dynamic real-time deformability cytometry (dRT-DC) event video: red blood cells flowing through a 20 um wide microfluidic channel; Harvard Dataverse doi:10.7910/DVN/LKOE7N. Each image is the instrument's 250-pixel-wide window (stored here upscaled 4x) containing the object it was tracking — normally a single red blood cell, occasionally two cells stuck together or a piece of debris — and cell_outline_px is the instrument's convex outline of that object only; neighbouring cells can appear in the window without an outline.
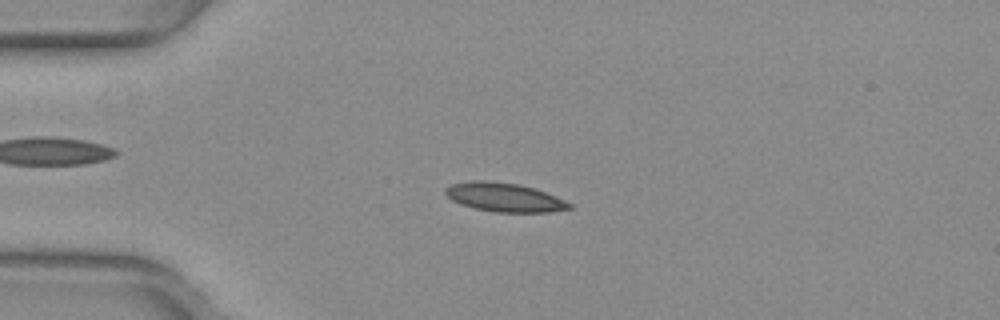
{"species": "common noctule bat (a hibernating species)", "species_latin": "Nyctalus noctula", "temperature_condition": "warm", "stored_images_in_passage": 52, "camera_frame_rate_fps": 3000, "um_per_image_px": 0.085, "animal": {"sex": "female", "body_mass_g": 29.2, "forearm_length_mm": 56.3}, "frame": {"image": 1, "passage_image": 13, "time_ms": 4.0, "image_size_px": [1000, 320], "cell_outline_px": [[572, 208], [548, 212], [496, 212], [476, 208], [460, 204], [452, 200], [444, 192], [444, 188], [452, 184], [472, 180], [488, 180], [520, 184], [544, 192], [564, 200], [572, 204]], "centroid_in_image_um": [42.84, 16.76], "position_along_channel_um": 42.2, "area_um2": 20.69}}
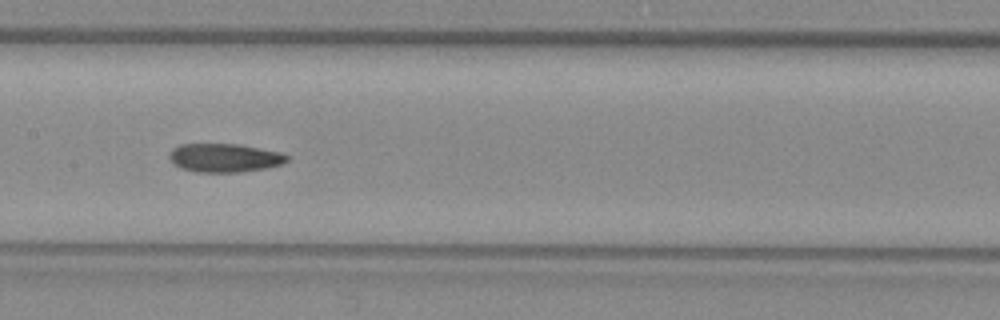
{"frame": {"image": 2, "passage_image": 26, "time_ms": 8.333, "image_size_px": [1000, 320], "cell_outline_px": [[288, 160], [284, 164], [268, 168], [240, 172], [196, 172], [180, 168], [172, 164], [168, 156], [172, 148], [180, 144], [236, 144], [280, 152], [288, 156]], "centroid_in_image_um": [19.06, 13.42], "position_along_channel_um": 188.3, "area_um2": 19.77}}
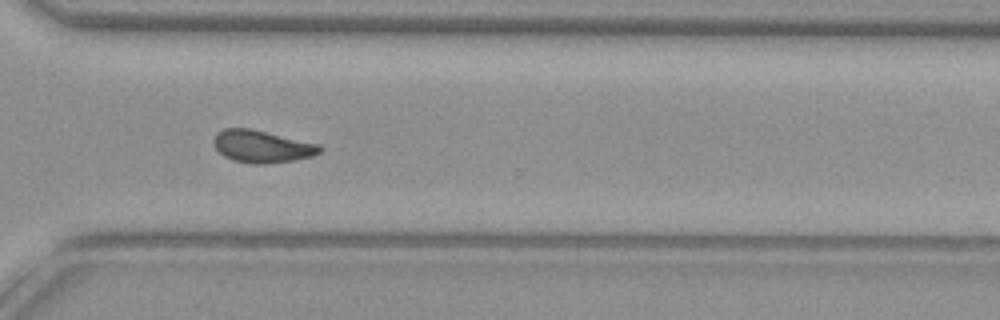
{"frame": {"image": 3, "passage_image": 38, "time_ms": 12.333, "image_size_px": [1000, 320], "cell_outline_px": [[324, 148], [320, 152], [312, 156], [292, 160], [264, 164], [256, 164], [232, 160], [224, 156], [216, 148], [212, 140], [216, 132], [224, 128], [248, 128], [320, 144]], "centroid_in_image_um": [22.25, 12.44], "position_along_channel_um": 348.3, "area_um2": 19.88}, "authors_computed_cell_mechanics": {"area_um2": 19.7965, "velocity_mm_per_s": 4.0067, "shape_relaxation_time_tau1_ms": null, "shape_relaxation_time_tau2_ms": 3.5684, "deformation_change_tau1": null, "deformation_change_tau2": 0.0989}}